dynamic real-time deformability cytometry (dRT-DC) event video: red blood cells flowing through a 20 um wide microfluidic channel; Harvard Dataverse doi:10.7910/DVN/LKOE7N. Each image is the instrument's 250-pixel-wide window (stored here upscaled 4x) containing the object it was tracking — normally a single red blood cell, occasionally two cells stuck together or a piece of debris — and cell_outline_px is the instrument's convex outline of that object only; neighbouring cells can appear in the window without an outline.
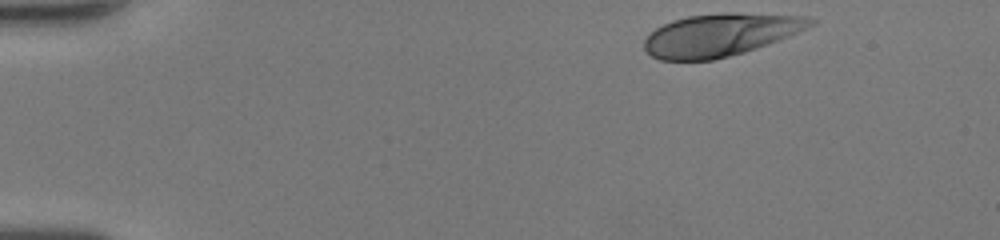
{"species": "human", "species_latin": "Homo sapiens", "temperature_condition": "room temperature", "stored_images_in_passage": 37, "camera_frame_rate_fps": 3000, "um_per_image_px": 0.085, "donor": {"sex": "female"}, "frame": {"image": 1, "passage_image": 1, "time_ms": 0.0, "image_size_px": [1000, 240], "cell_outline_px": [[816, 24], [788, 36], [768, 44], [744, 52], [712, 60], [660, 60], [652, 56], [644, 48], [644, 40], [656, 28], [672, 20], [688, 16], [724, 12], [740, 12], [808, 16], [816, 20]], "centroid_in_image_um": [61.26, 2.94], "position_along_channel_um": 23.7, "area_um2": 41.27}}
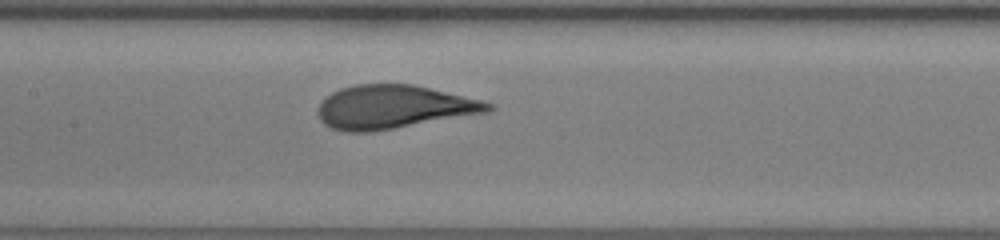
{"frame": {"image": 2, "passage_image": 19, "time_ms": 6.0, "image_size_px": [1000, 240], "cell_outline_px": [[496, 108], [492, 112], [372, 132], [344, 132], [332, 128], [324, 124], [320, 120], [316, 112], [316, 108], [332, 92], [340, 88], [356, 84], [412, 84], [480, 100], [492, 104]], "centroid_in_image_um": [33.45, 9.11], "position_along_channel_um": 174.0, "area_um2": 43.29}}
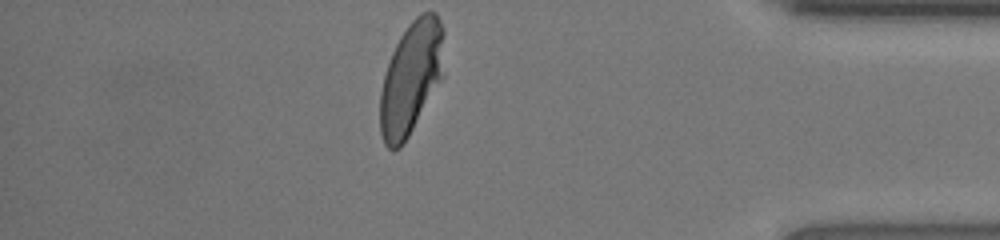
{"frame": {"image": 3, "passage_image": 37, "time_ms": 12.0, "image_size_px": [1000, 240], "cell_outline_px": [[444, 76], [408, 136], [400, 148], [392, 152], [384, 144], [380, 132], [380, 92], [384, 72], [392, 52], [400, 36], [408, 24], [420, 12], [436, 12], [444, 28]], "centroid_in_image_um": [34.95, 6.6], "position_along_channel_um": 400.2, "area_um2": 42.66}, "authors_computed_cell_mechanics": {"area_um2": 42.7142, "velocity_mm_per_s": 4.2899, "shape_relaxation_time_tau1_ms": 3.1161, "shape_relaxation_time_tau2_ms": null, "deformation_change_tau1": 0.1744, "deformation_change_tau2": null}}